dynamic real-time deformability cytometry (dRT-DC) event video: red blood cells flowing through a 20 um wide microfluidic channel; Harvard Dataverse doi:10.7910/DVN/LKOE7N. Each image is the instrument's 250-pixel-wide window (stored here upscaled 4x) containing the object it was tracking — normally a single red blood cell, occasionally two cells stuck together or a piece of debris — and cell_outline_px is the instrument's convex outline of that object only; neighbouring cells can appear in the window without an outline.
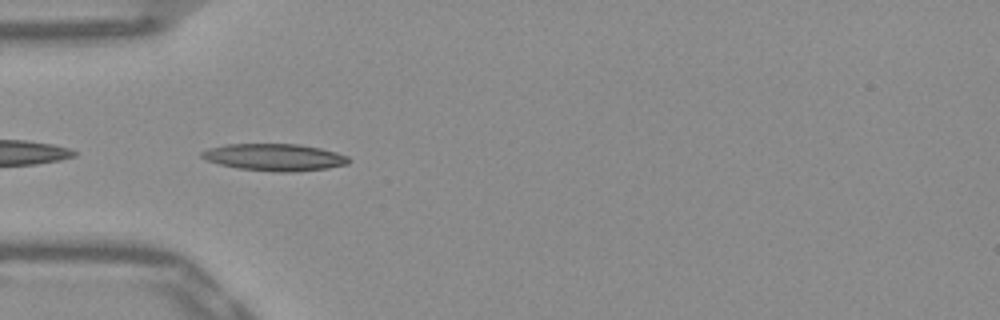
{"species": "Egyptian fruit bat (a non-hibernating species)", "species_latin": "Rousettus aegyptiacus", "temperature_condition": "warm", "stored_images_in_passage": 37, "camera_frame_rate_fps": 3000, "um_per_image_px": 0.085, "frame": {"image": 1, "passage_image": 1, "time_ms": 0.0, "image_size_px": [1000, 320], "cell_outline_px": [[352, 160], [348, 164], [328, 168], [292, 172], [280, 172], [240, 168], [220, 164], [208, 160], [200, 156], [200, 152], [208, 148], [224, 144], [300, 144], [320, 148], [336, 152], [348, 156]], "centroid_in_image_um": [23.36, 13.36], "position_along_channel_um": 61.6, "area_um2": 23.12}}
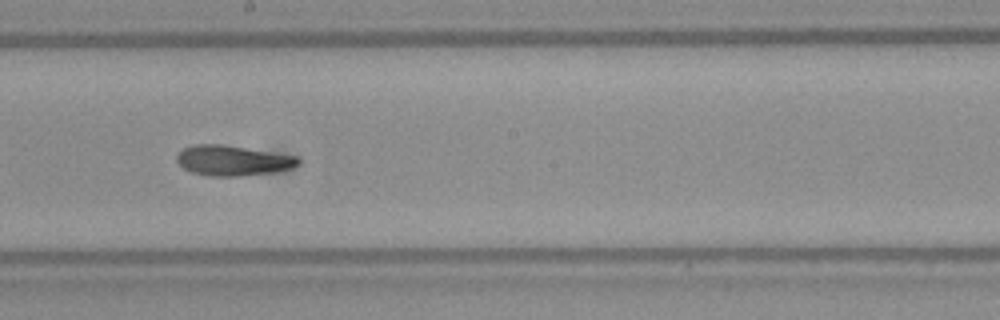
{"frame": {"image": 2, "passage_image": 14, "time_ms": 4.333, "image_size_px": [1000, 320], "cell_outline_px": [[300, 164], [292, 168], [276, 172], [240, 176], [212, 176], [192, 172], [184, 168], [176, 160], [176, 156], [184, 148], [196, 144], [224, 144], [296, 156], [300, 160]], "centroid_in_image_um": [19.81, 13.64], "position_along_channel_um": 228.4, "area_um2": 21.39}}
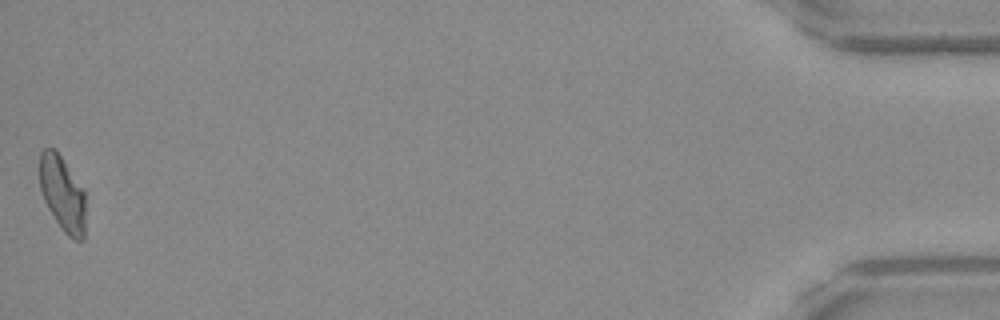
{"frame": {"image": 3, "passage_image": 37, "time_ms": 12.0, "image_size_px": [1000, 320], "cell_outline_px": [[84, 240], [72, 240], [64, 232], [48, 208], [44, 200], [40, 188], [40, 152], [44, 148], [52, 148], [60, 156], [84, 188]], "centroid_in_image_um": [5.31, 16.48], "position_along_channel_um": 429.9, "area_um2": 19.88}, "authors_computed_cell_mechanics": {"area_um2": 20.9814, "velocity_mm_per_s": 3.8788, "shape_relaxation_time_tau1_ms": null, "shape_relaxation_time_tau2_ms": 2.6395, "deformation_change_tau1": null, "deformation_change_tau2": 0.1006}}